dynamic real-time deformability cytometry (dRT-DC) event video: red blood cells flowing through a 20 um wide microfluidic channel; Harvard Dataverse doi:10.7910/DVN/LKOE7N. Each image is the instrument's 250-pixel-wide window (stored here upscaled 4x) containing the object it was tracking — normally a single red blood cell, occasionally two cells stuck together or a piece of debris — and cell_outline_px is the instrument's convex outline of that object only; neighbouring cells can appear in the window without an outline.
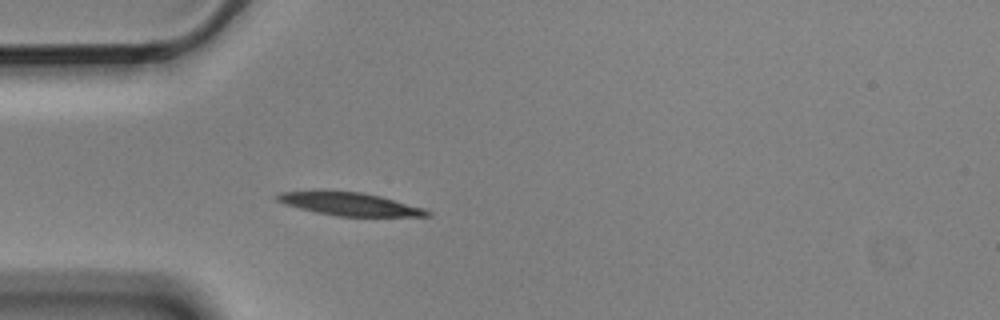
{"species": "Egyptian fruit bat (a non-hibernating species)", "species_latin": "Rousettus aegyptiacus", "temperature_condition": "cold", "stored_images_in_passage": 3, "camera_frame_rate_fps": 3000, "um_per_image_px": 0.085, "animal": {"sex": "male"}, "frame": {"image": 1, "passage_image": 3, "time_ms": 0.667, "image_size_px": [1000, 320], "cell_outline_px": [[432, 216], [336, 216], [316, 212], [284, 204], [276, 200], [276, 196], [280, 192], [360, 192], [380, 196], [424, 208], [432, 212]], "centroid_in_image_um": [29.78, 17.37], "position_along_channel_um": 55.2, "area_um2": 19.54}}